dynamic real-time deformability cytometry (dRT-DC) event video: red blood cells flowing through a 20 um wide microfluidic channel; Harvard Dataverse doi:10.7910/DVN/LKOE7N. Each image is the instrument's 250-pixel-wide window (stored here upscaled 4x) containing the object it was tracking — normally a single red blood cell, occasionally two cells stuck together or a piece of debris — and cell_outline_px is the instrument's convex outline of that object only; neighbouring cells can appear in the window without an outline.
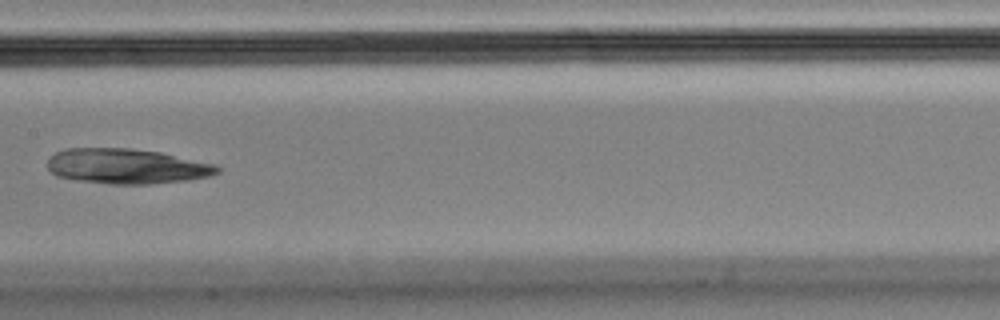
{"species": "Egyptian fruit bat (a non-hibernating species)", "species_latin": "Rousettus aegyptiacus", "temperature_condition": "cold", "stored_images_in_passage": 12, "camera_frame_rate_fps": 3000, "um_per_image_px": 0.085, "animal": {"sex": "male"}, "frame": {"image": 1, "passage_image": 9, "time_ms": 2.667, "image_size_px": [1000, 320], "cell_outline_px": [[220, 172], [212, 176], [188, 180], [148, 184], [112, 184], [76, 180], [56, 176], [48, 168], [48, 160], [56, 152], [68, 148], [132, 148], [160, 152], [216, 164], [220, 168]], "centroid_in_image_um": [10.8, 14.13], "position_along_channel_um": 196.6, "area_um2": 34.85}}
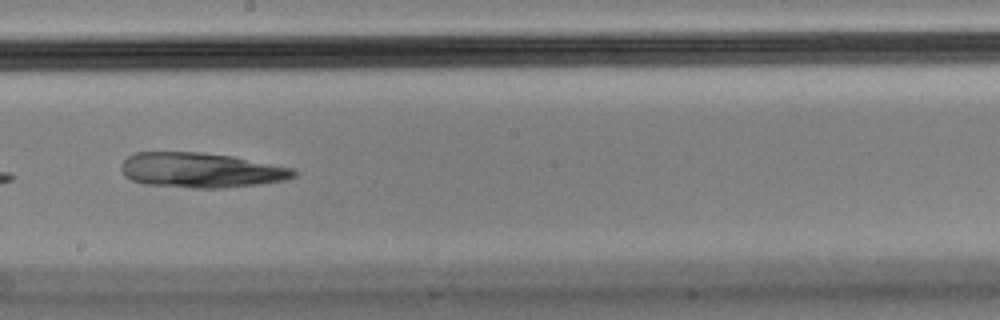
{"frame": {"image": 2, "passage_image": 10, "time_ms": 3.0, "image_size_px": [1000, 320], "cell_outline_px": [[296, 176], [284, 180], [260, 184], [224, 188], [192, 188], [144, 184], [132, 180], [124, 176], [120, 168], [120, 164], [128, 156], [136, 152], [200, 152], [232, 156], [292, 168], [296, 172]], "centroid_in_image_um": [17.04, 14.47], "position_along_channel_um": 231.2, "area_um2": 35.2}}